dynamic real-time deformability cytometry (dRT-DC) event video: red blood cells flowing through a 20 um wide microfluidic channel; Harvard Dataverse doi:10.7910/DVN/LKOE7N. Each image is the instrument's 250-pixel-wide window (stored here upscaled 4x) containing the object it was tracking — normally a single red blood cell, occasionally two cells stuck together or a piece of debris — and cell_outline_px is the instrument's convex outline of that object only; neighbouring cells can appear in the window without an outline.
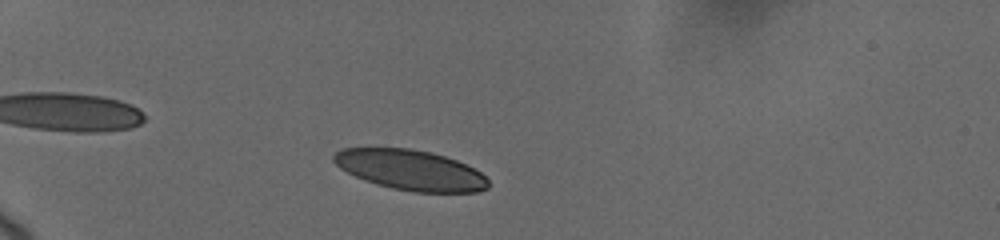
{"species": "human", "species_latin": "Homo sapiens", "temperature_condition": "cold", "stored_images_in_passage": 10, "camera_frame_rate_fps": 3000, "um_per_image_px": 0.085, "donor": {"sex": "female"}, "frame": {"image": 1, "passage_image": 3, "time_ms": 0.667, "image_size_px": [1000, 240], "cell_outline_px": [[488, 188], [476, 192], [412, 192], [392, 188], [376, 184], [364, 180], [340, 168], [332, 160], [332, 156], [336, 152], [344, 148], [408, 148], [432, 152], [456, 160], [480, 172], [488, 180]], "centroid_in_image_um": [34.88, 14.45], "position_along_channel_um": 50.1, "area_um2": 36.07}}
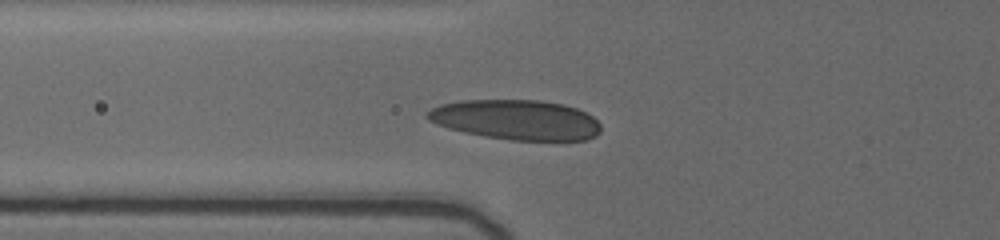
{"frame": {"image": 2, "passage_image": 9, "time_ms": 2.667, "image_size_px": [1000, 240], "cell_outline_px": [[600, 132], [596, 136], [588, 140], [508, 140], [484, 136], [464, 132], [448, 128], [436, 124], [428, 120], [424, 116], [432, 108], [440, 104], [460, 100], [540, 100], [564, 104], [576, 108], [592, 116], [600, 124]], "centroid_in_image_um": [43.87, 10.18], "position_along_channel_um": 81.9, "area_um2": 40.58}}